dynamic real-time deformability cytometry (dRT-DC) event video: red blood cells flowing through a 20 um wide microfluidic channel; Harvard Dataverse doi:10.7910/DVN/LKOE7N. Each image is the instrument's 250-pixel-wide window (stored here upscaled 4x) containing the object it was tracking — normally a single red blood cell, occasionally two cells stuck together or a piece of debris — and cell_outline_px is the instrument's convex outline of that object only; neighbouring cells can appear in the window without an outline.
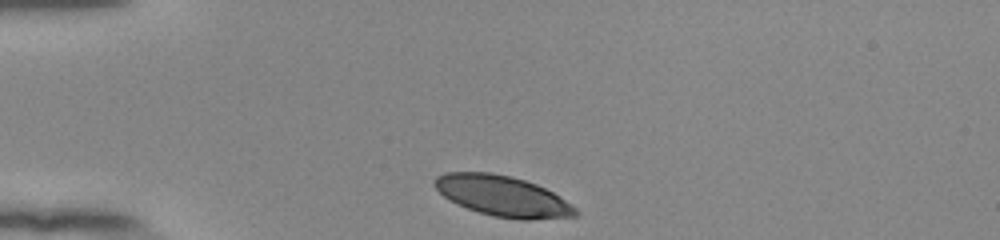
{"species": "human", "species_latin": "Homo sapiens", "temperature_condition": "room temperature", "stored_images_in_passage": 33, "camera_frame_rate_fps": 3000, "um_per_image_px": 0.085, "donor": {"sex": "female"}, "frame": {"image": 1, "passage_image": 1, "time_ms": 0.0, "image_size_px": [1000, 240], "cell_outline_px": [[580, 212], [576, 216], [532, 220], [520, 220], [492, 216], [456, 204], [444, 196], [432, 184], [432, 180], [436, 176], [444, 172], [492, 172], [512, 176], [536, 184], [552, 192], [576, 208]], "centroid_in_image_um": [42.7, 16.66], "position_along_channel_um": 42.3, "area_um2": 33.41}}
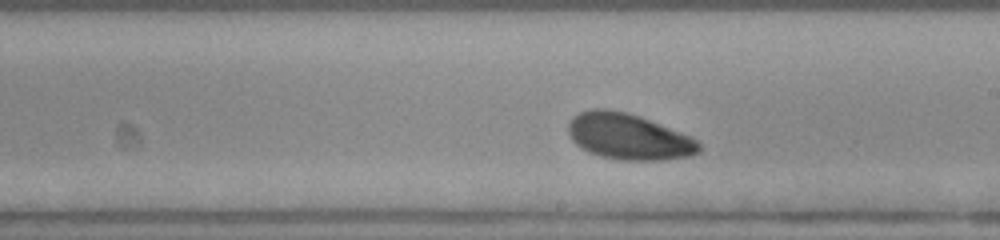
{"frame": {"image": 2, "passage_image": 19, "time_ms": 6.0, "image_size_px": [1000, 240], "cell_outline_px": [[700, 152], [692, 156], [664, 160], [620, 160], [600, 156], [588, 152], [576, 144], [572, 140], [568, 132], [568, 124], [572, 116], [580, 112], [592, 108], [608, 108], [628, 112], [640, 116], [692, 136], [700, 144]], "centroid_in_image_um": [53.43, 11.6], "position_along_channel_um": 235.6, "area_um2": 35.49}}
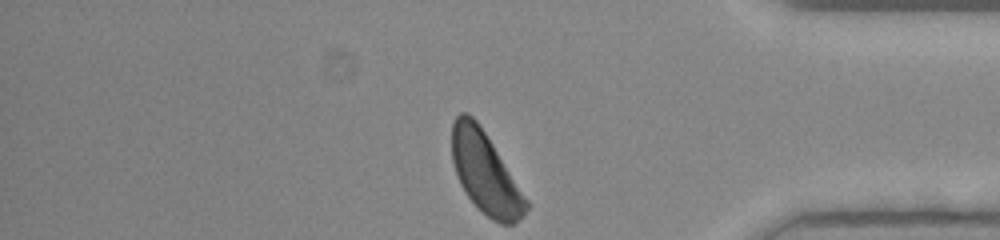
{"frame": {"image": 3, "passage_image": 33, "time_ms": 10.667, "image_size_px": [1000, 240], "cell_outline_px": [[528, 208], [524, 216], [516, 224], [500, 224], [492, 220], [464, 192], [460, 184], [452, 160], [452, 120], [460, 112], [468, 112], [476, 120], [492, 144], [528, 200]], "centroid_in_image_um": [41.25, 14.7], "position_along_channel_um": 394.0, "area_um2": 34.74}, "authors_computed_cell_mechanics": {"area_um2": 35.0268, "velocity_mm_per_s": 3.8131, "shape_relaxation_time_tau1_ms": 5.3477, "shape_relaxation_time_tau2_ms": null, "deformation_change_tau1": 0.1824, "deformation_change_tau2": null}}